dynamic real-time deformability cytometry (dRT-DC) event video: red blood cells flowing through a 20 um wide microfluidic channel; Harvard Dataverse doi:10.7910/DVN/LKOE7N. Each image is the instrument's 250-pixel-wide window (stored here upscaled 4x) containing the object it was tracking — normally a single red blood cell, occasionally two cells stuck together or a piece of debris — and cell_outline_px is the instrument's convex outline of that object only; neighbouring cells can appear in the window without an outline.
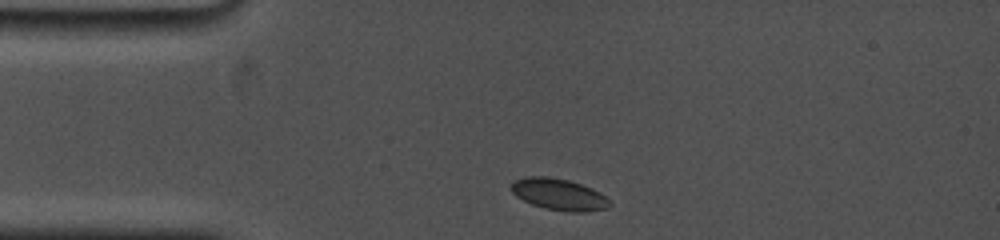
{"species": "common noctule bat (a hibernating species)", "species_latin": "Nyctalus noctula", "temperature_condition": "cold", "stored_images_in_passage": 2, "camera_frame_rate_fps": 5000, "um_per_image_px": 0.085, "animal": {"sex": "female", "body_mass_g": 19.0, "forearm_length_mm": 53.3}, "frame": {"image": 1, "passage_image": 1, "time_ms": 0.0, "image_size_px": [1000, 240], "cell_outline_px": [[612, 204], [608, 208], [588, 212], [568, 212], [544, 208], [532, 204], [516, 196], [512, 192], [512, 180], [524, 176], [548, 176], [568, 180], [592, 188], [600, 192]], "centroid_in_image_um": [47.51, 16.52], "position_along_channel_um": 37.5, "area_um2": 18.21}}